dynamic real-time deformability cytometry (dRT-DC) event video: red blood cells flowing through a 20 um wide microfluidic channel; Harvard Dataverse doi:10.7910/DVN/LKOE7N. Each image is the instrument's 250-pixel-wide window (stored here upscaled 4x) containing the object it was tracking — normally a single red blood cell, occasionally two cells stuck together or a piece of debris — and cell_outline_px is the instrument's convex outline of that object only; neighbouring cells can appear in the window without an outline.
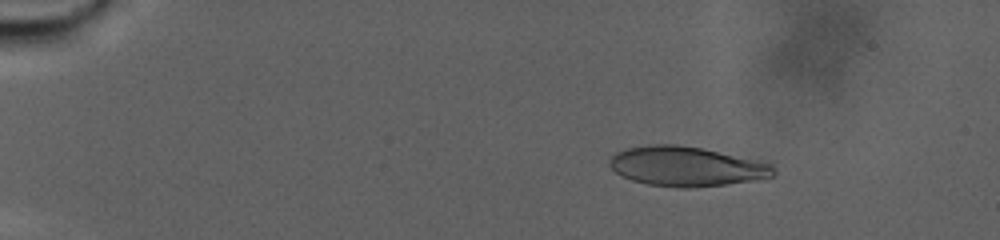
{"species": "human", "species_latin": "Homo sapiens", "temperature_condition": "warm", "stored_images_in_passage": 95, "camera_frame_rate_fps": 3000, "um_per_image_px": 0.085, "donor": {"sex": "male"}, "frame": {"image": 1, "passage_image": 16, "time_ms": 5.0, "image_size_px": [1000, 240], "cell_outline_px": [[776, 172], [772, 176], [752, 180], [724, 184], [688, 188], [676, 188], [648, 184], [632, 180], [620, 176], [608, 164], [608, 160], [616, 152], [628, 148], [652, 144], [676, 144], [700, 148], [760, 160], [772, 164], [776, 168]], "centroid_in_image_um": [58.33, 14.14], "position_along_channel_um": 26.7, "area_um2": 37.86}}
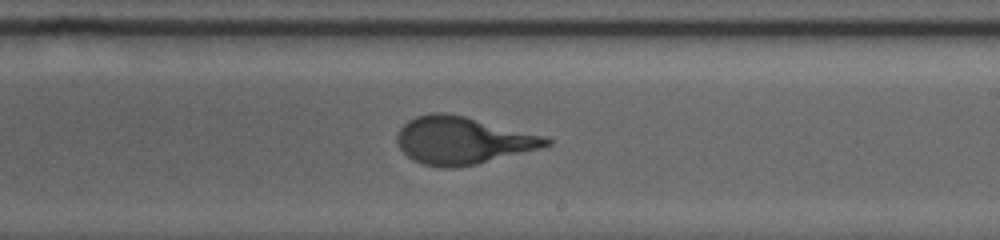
{"frame": {"image": 2, "passage_image": 60, "time_ms": 19.667, "image_size_px": [1000, 240], "cell_outline_px": [[552, 144], [540, 148], [476, 164], [456, 168], [440, 168], [424, 164], [412, 160], [400, 148], [396, 140], [396, 136], [400, 128], [408, 120], [416, 116], [432, 112], [444, 112], [464, 116], [544, 136], [552, 140]], "centroid_in_image_um": [39.28, 11.94], "position_along_channel_um": 249.7, "area_um2": 40.98}}
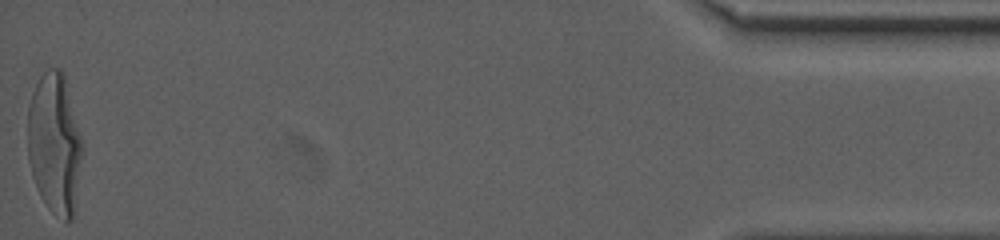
{"frame": {"image": 3, "passage_image": 95, "time_ms": 31.333, "image_size_px": [1000, 240], "cell_outline_px": [[84, 144], [72, 220], [64, 220], [52, 212], [48, 208], [40, 196], [36, 188], [28, 160], [28, 104], [32, 92], [40, 76], [48, 68], [60, 68], [64, 72]], "centroid_in_image_um": [4.64, 12.16], "position_along_channel_um": 430.6, "area_um2": 45.2}, "authors_computed_cell_mechanics": {"area_um2": 40.5178, "velocity_mm_per_s": 2.2563, "shape_relaxation_time_tau1_ms": 8.1143, "shape_relaxation_time_tau2_ms": null, "deformation_change_tau1": 0.2783, "deformation_change_tau2": null}}